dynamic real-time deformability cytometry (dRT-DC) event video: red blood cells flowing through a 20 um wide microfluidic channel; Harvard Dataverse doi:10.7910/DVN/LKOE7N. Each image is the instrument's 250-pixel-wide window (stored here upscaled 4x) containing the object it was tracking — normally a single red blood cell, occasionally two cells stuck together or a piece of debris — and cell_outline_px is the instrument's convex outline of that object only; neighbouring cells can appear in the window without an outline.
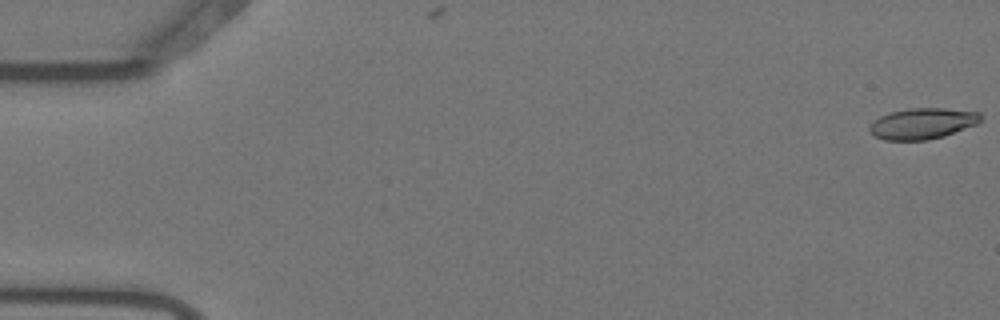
{"species": "Egyptian fruit bat (a non-hibernating species)", "species_latin": "Rousettus aegyptiacus", "temperature_condition": "warm", "stored_images_in_passage": 12, "camera_frame_rate_fps": 3000, "um_per_image_px": 0.085, "animal": {"sex": "female"}, "frame": {"image": 1, "passage_image": 1, "time_ms": 0.0, "image_size_px": [1000, 320], "cell_outline_px": [[980, 120], [976, 124], [944, 136], [928, 140], [884, 140], [876, 136], [868, 128], [880, 116], [892, 112], [908, 108], [944, 108], [980, 112]], "centroid_in_image_um": [78.42, 10.5], "position_along_channel_um": 6.6, "area_um2": 19.77}}